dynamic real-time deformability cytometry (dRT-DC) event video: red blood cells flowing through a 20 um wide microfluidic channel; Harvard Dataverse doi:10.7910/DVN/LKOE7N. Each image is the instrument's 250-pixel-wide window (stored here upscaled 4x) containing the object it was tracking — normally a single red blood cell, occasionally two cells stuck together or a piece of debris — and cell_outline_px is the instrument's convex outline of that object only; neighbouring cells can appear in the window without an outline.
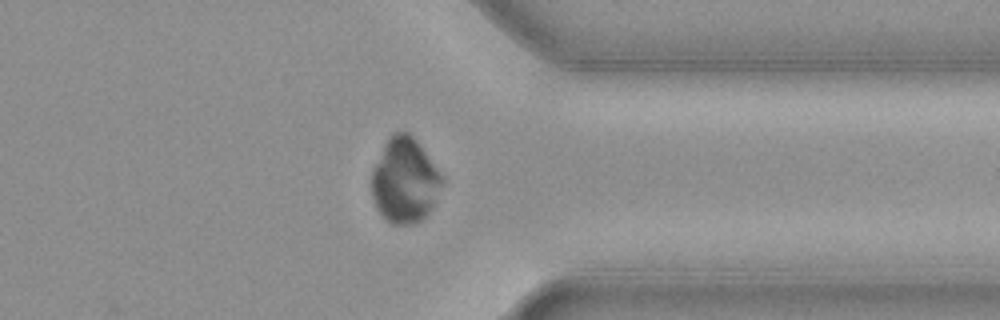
{"species": "common noctule bat (a hibernating species)", "species_latin": "Nyctalus noctula", "temperature_condition": "cold", "stored_images_in_passage": 52, "camera_frame_rate_fps": 3000, "um_per_image_px": 0.085, "animal": {"sex": "female", "body_mass_g": 19.3, "forearm_length_mm": 54.1}, "frame": {"image": 1, "passage_image": 44, "time_ms": 14.333, "image_size_px": [1000, 320], "cell_outline_px": [[444, 180], [428, 212], [420, 220], [412, 224], [392, 224], [384, 220], [376, 208], [372, 196], [372, 168], [388, 136], [392, 132], [408, 132], [416, 140], [444, 176]], "centroid_in_image_um": [34.37, 15.32], "position_along_channel_um": 377.0, "area_um2": 34.85}}
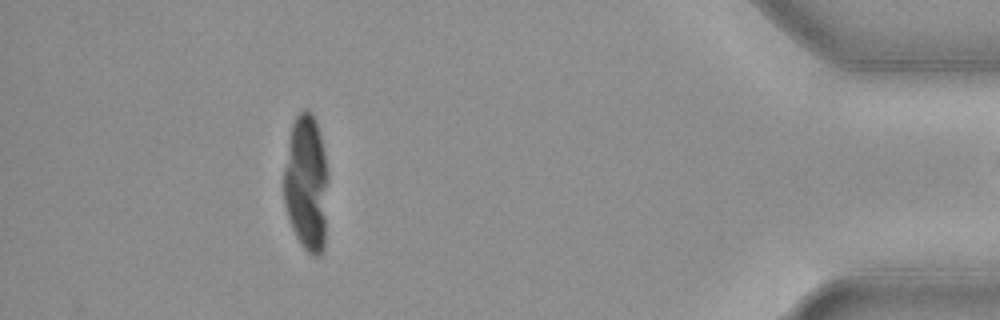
{"frame": {"image": 2, "passage_image": 51, "time_ms": 16.667, "image_size_px": [1000, 320], "cell_outline_px": [[328, 180], [324, 248], [320, 256], [312, 256], [300, 244], [292, 228], [284, 204], [284, 172], [288, 140], [292, 124], [296, 116], [304, 108], [312, 112], [316, 120], [324, 152], [328, 172]], "centroid_in_image_um": [26.05, 15.57], "position_along_channel_um": 409.2, "area_um2": 35.55}}